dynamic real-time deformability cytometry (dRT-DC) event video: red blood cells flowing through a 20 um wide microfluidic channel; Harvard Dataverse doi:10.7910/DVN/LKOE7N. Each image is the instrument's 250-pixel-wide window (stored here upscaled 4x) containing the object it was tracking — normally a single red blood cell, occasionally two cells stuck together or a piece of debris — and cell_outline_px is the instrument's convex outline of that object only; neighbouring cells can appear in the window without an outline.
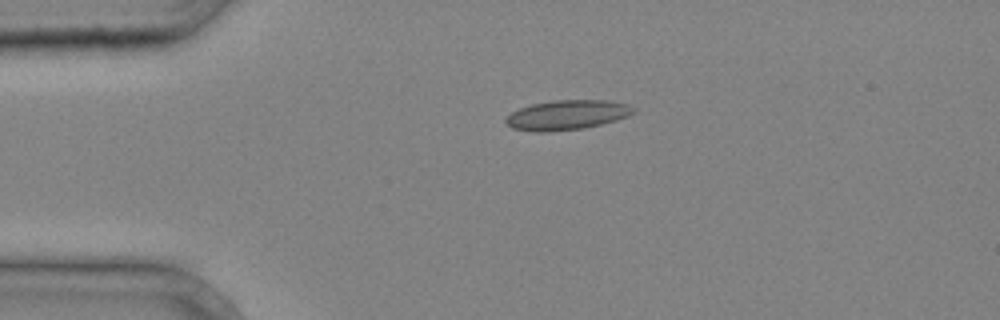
{"species": "common noctule bat (a hibernating species)", "species_latin": "Nyctalus noctula", "temperature_condition": "cold", "stored_images_in_passage": 28, "camera_frame_rate_fps": 3000, "um_per_image_px": 0.085, "animal": {"sex": "male", "body_mass_g": 20.4}, "frame": {"image": 1, "passage_image": 1, "time_ms": 0.0, "image_size_px": [1000, 320], "cell_outline_px": [[636, 112], [628, 116], [616, 120], [584, 128], [548, 132], [532, 132], [512, 128], [504, 120], [512, 112], [520, 108], [532, 104], [552, 100], [608, 100], [628, 104], [636, 108]], "centroid_in_image_um": [48.22, 9.77], "position_along_channel_um": 36.8, "area_um2": 22.2}}
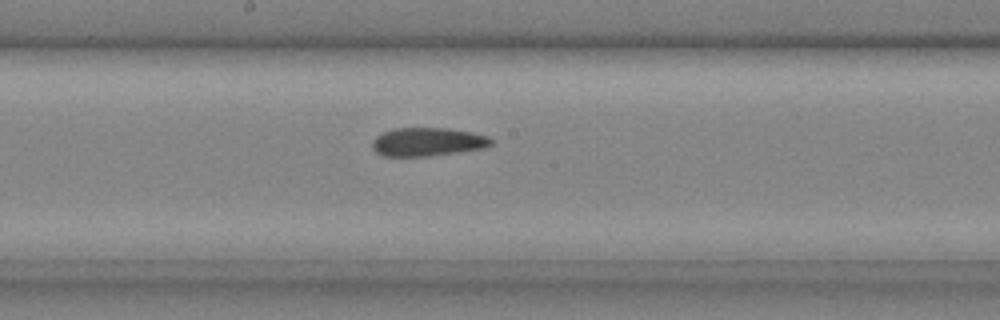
{"frame": {"image": 2, "passage_image": 14, "time_ms": 4.333, "image_size_px": [1000, 320], "cell_outline_px": [[492, 144], [484, 148], [428, 156], [384, 156], [376, 152], [372, 148], [372, 140], [376, 136], [384, 132], [396, 128], [448, 128], [472, 132], [488, 136], [492, 140]], "centroid_in_image_um": [36.33, 12.05], "position_along_channel_um": 211.9, "area_um2": 19.65}}
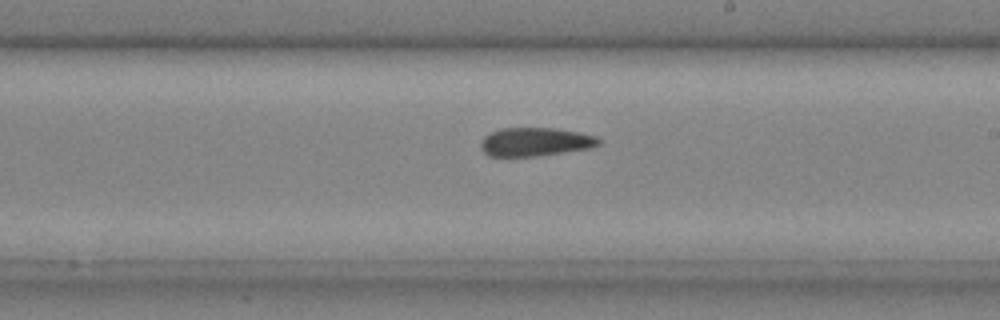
{"frame": {"image": 3, "passage_image": 16, "time_ms": 5.0, "image_size_px": [1000, 320], "cell_outline_px": [[600, 144], [588, 148], [536, 156], [488, 156], [480, 148], [480, 140], [484, 136], [492, 132], [504, 128], [552, 128], [576, 132], [596, 136], [600, 140]], "centroid_in_image_um": [45.44, 12.06], "position_along_channel_um": 243.6, "area_um2": 19.36}}